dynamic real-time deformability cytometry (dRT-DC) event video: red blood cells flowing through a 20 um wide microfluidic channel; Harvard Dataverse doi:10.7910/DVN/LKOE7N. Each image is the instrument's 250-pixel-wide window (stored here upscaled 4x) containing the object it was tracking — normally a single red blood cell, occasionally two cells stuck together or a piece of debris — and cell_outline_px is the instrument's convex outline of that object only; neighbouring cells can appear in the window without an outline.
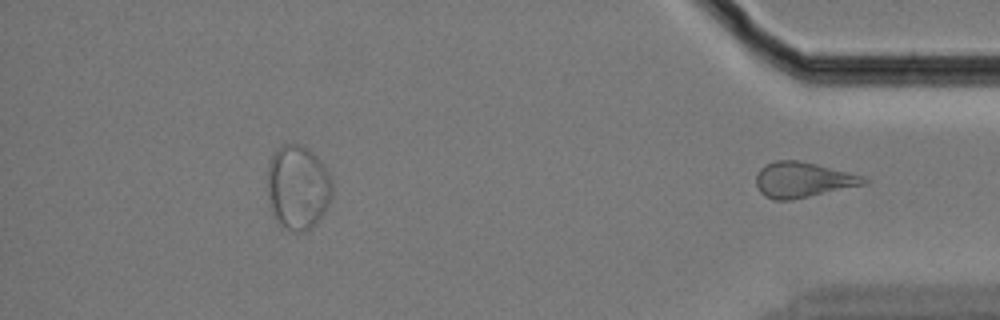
{"species": "Egyptian fruit bat (a non-hibernating species)", "species_latin": "Rousettus aegyptiacus", "temperature_condition": "cold", "stored_images_in_passage": 55, "segment_of_instrument_passage": [2, 2], "camera_frame_rate_fps": 3000, "um_per_image_px": 0.085, "animal": {"sex": "female"}, "frame": {"image": 1, "passage_image": 55, "time_ms": 18.0, "image_size_px": [1000, 320], "cell_outline_px": [[868, 184], [788, 200], [772, 200], [764, 196], [760, 192], [756, 184], [756, 176], [760, 168], [764, 164], [776, 160], [800, 160], [864, 176], [868, 180]], "centroid_in_image_um": [68.22, 15.27], "position_along_channel_um": 367.0, "area_um2": 22.2}}